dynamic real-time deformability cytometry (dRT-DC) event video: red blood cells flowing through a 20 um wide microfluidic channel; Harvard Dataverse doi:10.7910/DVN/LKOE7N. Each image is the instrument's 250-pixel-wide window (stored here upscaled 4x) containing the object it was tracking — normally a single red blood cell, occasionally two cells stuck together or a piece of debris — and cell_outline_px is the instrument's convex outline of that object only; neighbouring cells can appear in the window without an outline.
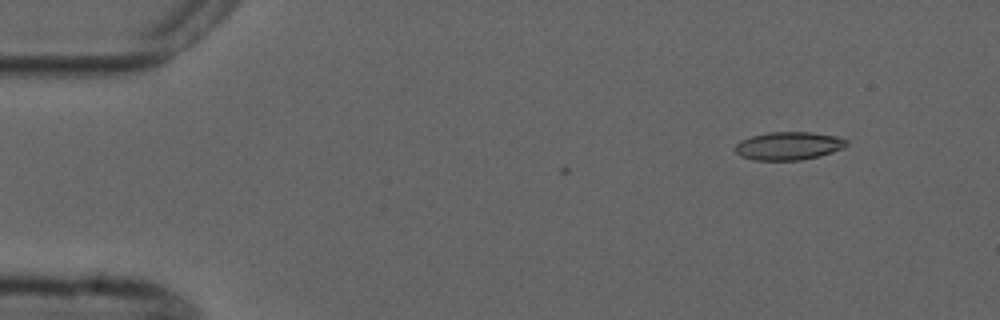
{"species": "common noctule bat (a hibernating species)", "species_latin": "Nyctalus noctula", "temperature_condition": "cold", "stored_images_in_passage": 2, "camera_frame_rate_fps": 3000, "um_per_image_px": 0.085, "animal": {"sex": "male", "forearm_length_mm": 52.5}, "frame": {"image": 1, "passage_image": 2, "time_ms": 1.333, "image_size_px": [1000, 320], "cell_outline_px": [[848, 144], [844, 148], [820, 156], [800, 160], [752, 160], [740, 156], [736, 152], [736, 144], [740, 140], [752, 136], [768, 132], [812, 132], [836, 136], [848, 140]], "centroid_in_image_um": [67.04, 12.4], "position_along_channel_um": 18.0, "area_um2": 18.32}}